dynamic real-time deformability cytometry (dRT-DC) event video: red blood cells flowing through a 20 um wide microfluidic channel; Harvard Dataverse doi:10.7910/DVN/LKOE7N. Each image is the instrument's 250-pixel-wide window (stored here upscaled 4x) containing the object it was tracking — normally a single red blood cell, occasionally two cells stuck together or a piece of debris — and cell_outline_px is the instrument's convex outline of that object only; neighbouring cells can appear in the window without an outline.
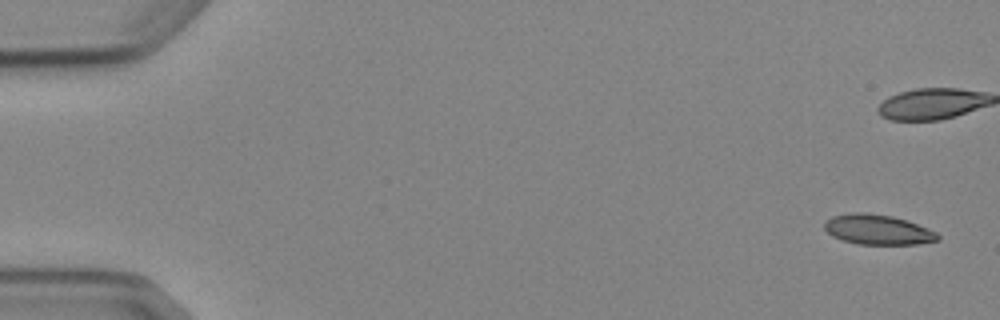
{"species": "Egyptian fruit bat (a non-hibernating species)", "species_latin": "Rousettus aegyptiacus", "temperature_condition": "cold", "stored_images_in_passage": 7, "camera_frame_rate_fps": 3000, "um_per_image_px": 0.085, "animal": {"sex": "female"}, "frame": {"image": 1, "passage_image": 1, "time_ms": 0.0, "image_size_px": [1000, 320], "cell_outline_px": [[940, 240], [916, 244], [856, 244], [832, 236], [824, 228], [824, 224], [832, 216], [856, 212], [860, 212], [892, 216], [908, 220], [928, 228], [936, 232], [940, 236]], "centroid_in_image_um": [74.64, 19.52], "position_along_channel_um": 10.4, "area_um2": 19.71}}
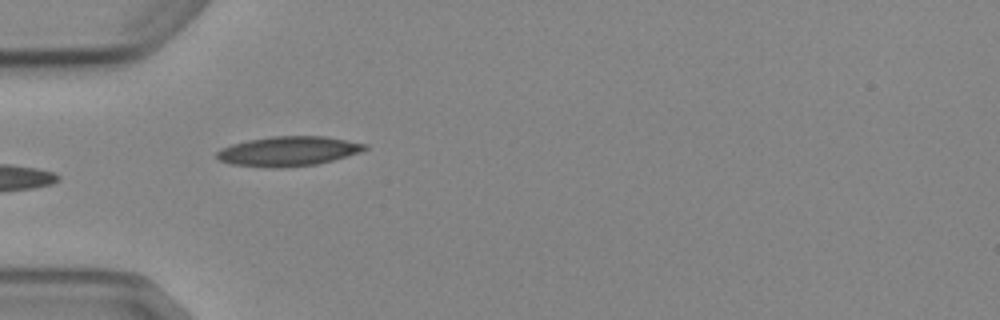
{"frame": {"image": 2, "passage_image": 6, "time_ms": 5.667, "image_size_px": [1000, 320], "cell_outline_px": [[368, 148], [360, 152], [348, 156], [316, 164], [280, 168], [272, 168], [232, 164], [220, 160], [216, 156], [216, 152], [220, 148], [232, 144], [248, 140], [272, 136], [324, 136], [368, 144]], "centroid_in_image_um": [24.51, 12.85], "position_along_channel_um": 60.5, "area_um2": 25.55}}
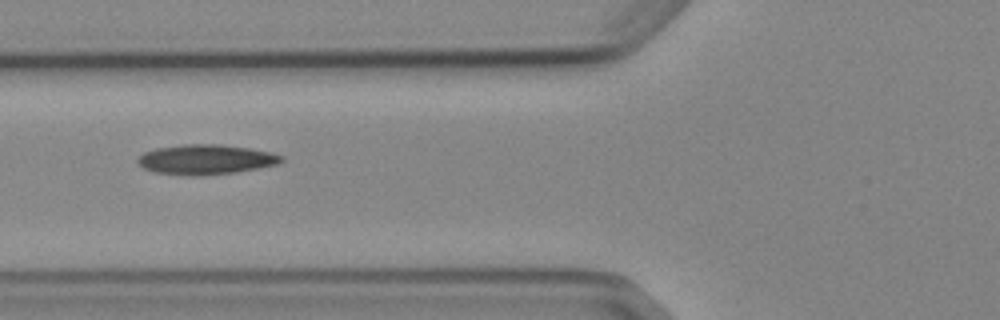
{"frame": {"image": 3, "passage_image": 7, "time_ms": 7.0, "image_size_px": [1000, 320], "cell_outline_px": [[284, 160], [276, 164], [236, 172], [204, 176], [188, 176], [156, 172], [144, 168], [136, 160], [144, 152], [156, 148], [184, 144], [220, 144], [248, 148], [268, 152], [284, 156]], "centroid_in_image_um": [17.47, 13.56], "position_along_channel_um": 108.3, "area_um2": 24.91}}